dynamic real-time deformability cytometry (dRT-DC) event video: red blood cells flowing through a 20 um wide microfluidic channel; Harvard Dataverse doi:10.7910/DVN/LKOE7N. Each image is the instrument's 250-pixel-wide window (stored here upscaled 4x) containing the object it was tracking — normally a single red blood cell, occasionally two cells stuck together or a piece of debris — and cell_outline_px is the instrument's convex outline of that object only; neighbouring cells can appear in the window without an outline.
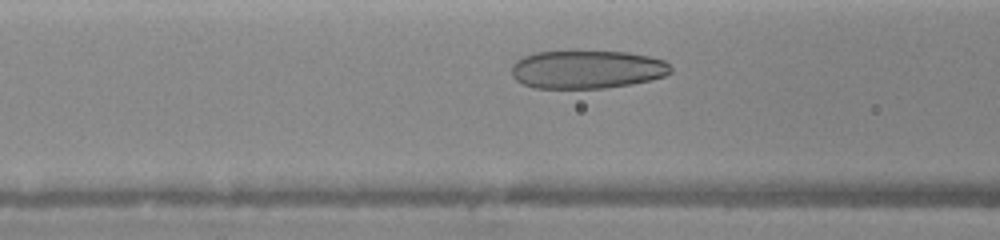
{"species": "human", "species_latin": "Homo sapiens", "temperature_condition": "warm", "stored_images_in_passage": 34, "camera_frame_rate_fps": 3000, "um_per_image_px": 0.085, "donor": {"sex": "female"}, "frame": {"image": 1, "passage_image": 10, "time_ms": 2.333, "image_size_px": [1000, 240], "cell_outline_px": [[672, 72], [664, 76], [652, 80], [632, 84], [604, 88], [532, 88], [516, 80], [512, 76], [512, 64], [516, 60], [524, 56], [536, 52], [628, 52], [648, 56], [664, 60], [672, 68]], "centroid_in_image_um": [49.9, 5.91], "position_along_channel_um": 116.7, "area_um2": 35.43}}
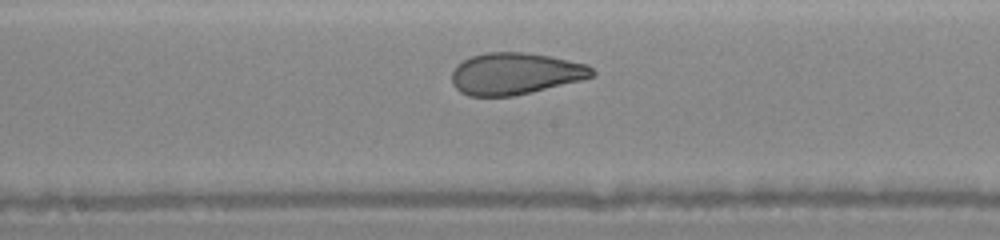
{"frame": {"image": 2, "passage_image": 17, "time_ms": 4.333, "image_size_px": [1000, 240], "cell_outline_px": [[596, 72], [592, 76], [584, 80], [512, 96], [468, 96], [460, 92], [452, 84], [452, 72], [456, 64], [472, 56], [488, 52], [524, 52], [552, 56], [588, 64]], "centroid_in_image_um": [43.81, 6.25], "position_along_channel_um": 204.4, "area_um2": 34.33}}
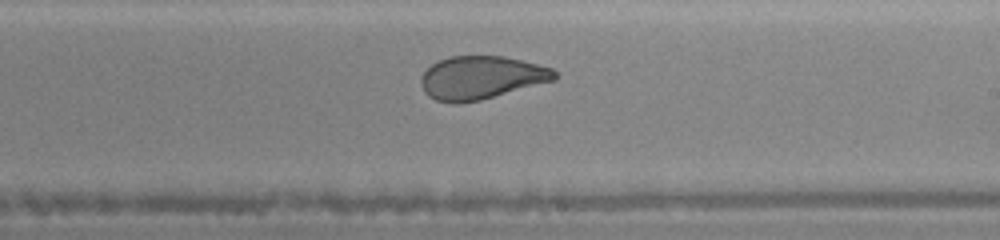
{"frame": {"image": 3, "passage_image": 21, "time_ms": 5.333, "image_size_px": [1000, 240], "cell_outline_px": [[560, 76], [556, 80], [480, 100], [456, 104], [452, 104], [436, 100], [428, 96], [424, 92], [420, 84], [420, 76], [432, 64], [440, 60], [452, 56], [504, 56], [552, 68]], "centroid_in_image_um": [40.89, 6.61], "position_along_channel_um": 248.1, "area_um2": 33.7}}